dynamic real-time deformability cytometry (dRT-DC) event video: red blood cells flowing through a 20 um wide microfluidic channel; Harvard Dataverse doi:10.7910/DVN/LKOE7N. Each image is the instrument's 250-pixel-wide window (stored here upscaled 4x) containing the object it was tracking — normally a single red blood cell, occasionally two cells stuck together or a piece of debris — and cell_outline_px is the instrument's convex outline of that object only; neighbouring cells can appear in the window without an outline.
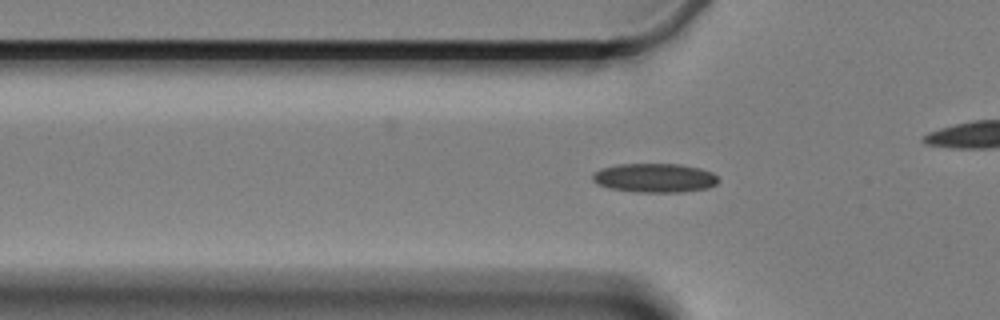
{"species": "Egyptian fruit bat (a non-hibernating species)", "species_latin": "Rousettus aegyptiacus", "temperature_condition": "cold", "stored_images_in_passage": 61, "camera_frame_rate_fps": 3000, "um_per_image_px": 0.085, "animal": {"sex": "female"}, "frame": {"image": 1, "passage_image": 19, "time_ms": 6.0, "image_size_px": [1000, 320], "cell_outline_px": [[716, 184], [708, 188], [680, 192], [640, 192], [608, 188], [596, 184], [592, 180], [592, 176], [600, 168], [620, 164], [680, 164], [700, 168], [712, 172], [716, 176]], "centroid_in_image_um": [55.62, 15.12], "position_along_channel_um": 70.2, "area_um2": 21.21}}
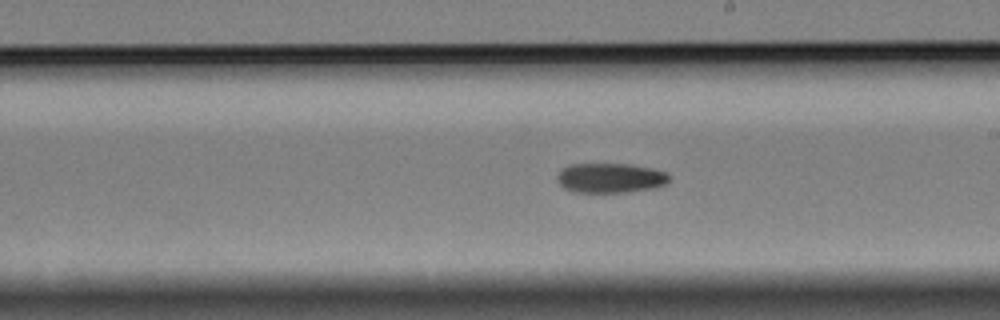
{"frame": {"image": 2, "passage_image": 34, "time_ms": 11.0, "image_size_px": [1000, 320], "cell_outline_px": [[672, 180], [668, 184], [656, 188], [628, 192], [572, 192], [564, 188], [556, 180], [556, 176], [568, 164], [632, 164], [652, 168], [668, 172]], "centroid_in_image_um": [51.95, 15.13], "position_along_channel_um": 237.1, "area_um2": 19.83}}
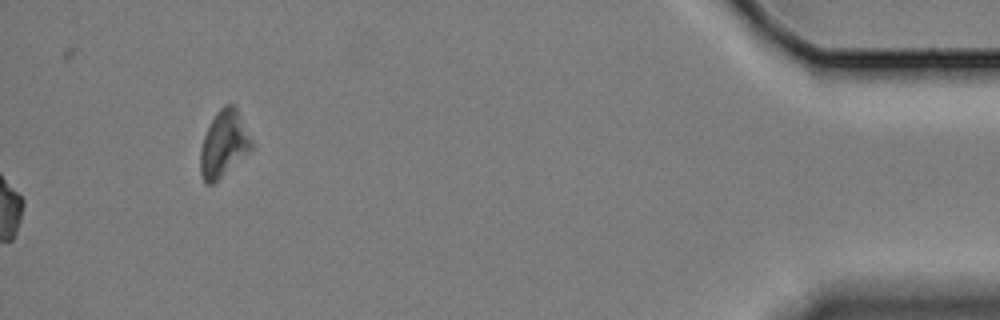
{"frame": {"image": 3, "passage_image": 61, "time_ms": 20.0, "image_size_px": [1000, 320], "cell_outline_px": [[256, 148], [212, 184], [204, 184], [200, 172], [200, 148], [204, 136], [216, 112], [224, 104], [232, 104], [236, 108], [256, 144]], "centroid_in_image_um": [19.07, 12.25], "position_along_channel_um": 416.1, "area_um2": 20.17}, "authors_computed_cell_mechanics": {"area_um2": 19.5942, "velocity_mm_per_s": 3.3252, "shape_relaxation_time_tau1_ms": 7.3653, "shape_relaxation_time_tau2_ms": null, "deformation_change_tau1": 0.107, "deformation_change_tau2": null}}